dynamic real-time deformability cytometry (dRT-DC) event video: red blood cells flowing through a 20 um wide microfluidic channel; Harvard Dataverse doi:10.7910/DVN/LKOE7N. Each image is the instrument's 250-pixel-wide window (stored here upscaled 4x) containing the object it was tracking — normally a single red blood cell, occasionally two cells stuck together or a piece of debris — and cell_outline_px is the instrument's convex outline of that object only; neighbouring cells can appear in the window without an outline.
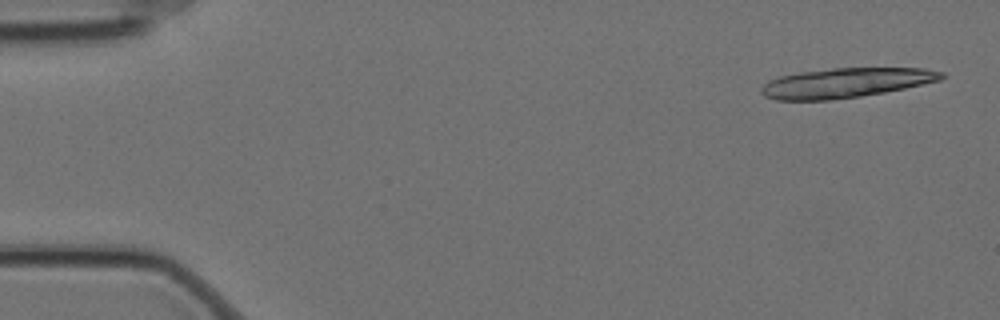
{"species": "Egyptian fruit bat (a non-hibernating species)", "species_latin": "Rousettus aegyptiacus", "temperature_condition": "cold", "stored_images_in_passage": 5, "camera_frame_rate_fps": 3000, "um_per_image_px": 0.085, "animal": {"sex": "female"}, "frame": {"image": 1, "passage_image": 1, "time_ms": 0.0, "image_size_px": [1000, 320], "cell_outline_px": [[948, 76], [940, 80], [904, 88], [884, 92], [860, 96], [828, 100], [776, 100], [764, 96], [760, 92], [760, 88], [768, 80], [780, 76], [800, 72], [832, 68], [924, 68], [944, 72]], "centroid_in_image_um": [71.88, 7.03], "position_along_channel_um": 13.1, "area_um2": 31.15}}